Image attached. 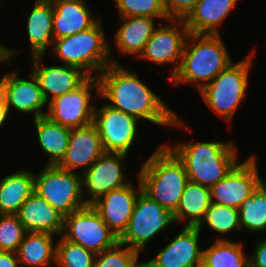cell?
<instances>
[{
  "mask_svg": "<svg viewBox=\"0 0 266 267\" xmlns=\"http://www.w3.org/2000/svg\"><path fill=\"white\" fill-rule=\"evenodd\" d=\"M97 78L99 97L112 102L107 103L112 108L160 126L184 127L182 120L160 97L119 63L109 64Z\"/></svg>",
  "mask_w": 266,
  "mask_h": 267,
  "instance_id": "6da1fadb",
  "label": "cell"
},
{
  "mask_svg": "<svg viewBox=\"0 0 266 267\" xmlns=\"http://www.w3.org/2000/svg\"><path fill=\"white\" fill-rule=\"evenodd\" d=\"M137 178L142 191L172 214L176 211L189 181L183 163L166 145H160L143 162Z\"/></svg>",
  "mask_w": 266,
  "mask_h": 267,
  "instance_id": "7a4b0ae2",
  "label": "cell"
},
{
  "mask_svg": "<svg viewBox=\"0 0 266 267\" xmlns=\"http://www.w3.org/2000/svg\"><path fill=\"white\" fill-rule=\"evenodd\" d=\"M187 39L189 42H185L180 67L170 80L176 85L194 82L200 91L232 60L220 34L189 33Z\"/></svg>",
  "mask_w": 266,
  "mask_h": 267,
  "instance_id": "3957f363",
  "label": "cell"
},
{
  "mask_svg": "<svg viewBox=\"0 0 266 267\" xmlns=\"http://www.w3.org/2000/svg\"><path fill=\"white\" fill-rule=\"evenodd\" d=\"M183 163L189 181L211 188L237 164L233 142H180L166 145Z\"/></svg>",
  "mask_w": 266,
  "mask_h": 267,
  "instance_id": "277c9868",
  "label": "cell"
},
{
  "mask_svg": "<svg viewBox=\"0 0 266 267\" xmlns=\"http://www.w3.org/2000/svg\"><path fill=\"white\" fill-rule=\"evenodd\" d=\"M108 43L99 19L84 31L54 40L52 51L64 65L80 68L89 77L94 71L98 77L109 64H118L110 59L112 50Z\"/></svg>",
  "mask_w": 266,
  "mask_h": 267,
  "instance_id": "5b68a950",
  "label": "cell"
},
{
  "mask_svg": "<svg viewBox=\"0 0 266 267\" xmlns=\"http://www.w3.org/2000/svg\"><path fill=\"white\" fill-rule=\"evenodd\" d=\"M252 51L237 63H231L220 72L210 83L203 86L200 93L204 104L225 121H232L233 115L246 95L248 74L253 65Z\"/></svg>",
  "mask_w": 266,
  "mask_h": 267,
  "instance_id": "8992f818",
  "label": "cell"
},
{
  "mask_svg": "<svg viewBox=\"0 0 266 267\" xmlns=\"http://www.w3.org/2000/svg\"><path fill=\"white\" fill-rule=\"evenodd\" d=\"M34 177V191L64 217L87 205L83 199L82 174L46 164Z\"/></svg>",
  "mask_w": 266,
  "mask_h": 267,
  "instance_id": "52a82bcc",
  "label": "cell"
},
{
  "mask_svg": "<svg viewBox=\"0 0 266 267\" xmlns=\"http://www.w3.org/2000/svg\"><path fill=\"white\" fill-rule=\"evenodd\" d=\"M172 223H175L173 214L141 191L118 242L141 252L149 240Z\"/></svg>",
  "mask_w": 266,
  "mask_h": 267,
  "instance_id": "ba28073f",
  "label": "cell"
},
{
  "mask_svg": "<svg viewBox=\"0 0 266 267\" xmlns=\"http://www.w3.org/2000/svg\"><path fill=\"white\" fill-rule=\"evenodd\" d=\"M62 236L95 254L113 247L118 242V238L91 204L64 217Z\"/></svg>",
  "mask_w": 266,
  "mask_h": 267,
  "instance_id": "9c48e42d",
  "label": "cell"
},
{
  "mask_svg": "<svg viewBox=\"0 0 266 267\" xmlns=\"http://www.w3.org/2000/svg\"><path fill=\"white\" fill-rule=\"evenodd\" d=\"M93 88L95 97H99V80L88 77L75 90L51 100L46 116L55 123L74 129L93 123L95 105L91 103Z\"/></svg>",
  "mask_w": 266,
  "mask_h": 267,
  "instance_id": "30bf717a",
  "label": "cell"
},
{
  "mask_svg": "<svg viewBox=\"0 0 266 267\" xmlns=\"http://www.w3.org/2000/svg\"><path fill=\"white\" fill-rule=\"evenodd\" d=\"M138 119L109 106L94 108L93 124L98 130L105 152L127 154L134 145Z\"/></svg>",
  "mask_w": 266,
  "mask_h": 267,
  "instance_id": "8fae6325",
  "label": "cell"
},
{
  "mask_svg": "<svg viewBox=\"0 0 266 267\" xmlns=\"http://www.w3.org/2000/svg\"><path fill=\"white\" fill-rule=\"evenodd\" d=\"M263 180L258 174L256 157L250 156L210 188L211 203L239 209Z\"/></svg>",
  "mask_w": 266,
  "mask_h": 267,
  "instance_id": "7c38bea8",
  "label": "cell"
},
{
  "mask_svg": "<svg viewBox=\"0 0 266 267\" xmlns=\"http://www.w3.org/2000/svg\"><path fill=\"white\" fill-rule=\"evenodd\" d=\"M170 24L157 27L147 41L139 58L155 64H172L174 66L170 79L176 74L182 60V54L189 31L183 19H170ZM182 27L179 29V25Z\"/></svg>",
  "mask_w": 266,
  "mask_h": 267,
  "instance_id": "4fadbf2b",
  "label": "cell"
},
{
  "mask_svg": "<svg viewBox=\"0 0 266 267\" xmlns=\"http://www.w3.org/2000/svg\"><path fill=\"white\" fill-rule=\"evenodd\" d=\"M127 154L105 152L82 174V186L86 187L89 199L86 204H92L102 195L124 187L130 182L125 181L123 161Z\"/></svg>",
  "mask_w": 266,
  "mask_h": 267,
  "instance_id": "5bb4252c",
  "label": "cell"
},
{
  "mask_svg": "<svg viewBox=\"0 0 266 267\" xmlns=\"http://www.w3.org/2000/svg\"><path fill=\"white\" fill-rule=\"evenodd\" d=\"M30 80L20 78L17 71L4 74L0 80V90L4 93L8 110L13 106L21 113L33 112V119L46 116L42 111L47 104L39 82L30 71Z\"/></svg>",
  "mask_w": 266,
  "mask_h": 267,
  "instance_id": "9a60e30c",
  "label": "cell"
},
{
  "mask_svg": "<svg viewBox=\"0 0 266 267\" xmlns=\"http://www.w3.org/2000/svg\"><path fill=\"white\" fill-rule=\"evenodd\" d=\"M138 181V190H135V187L130 182L124 187L102 195L91 204L117 238L126 230L135 207L136 199L142 191L139 178Z\"/></svg>",
  "mask_w": 266,
  "mask_h": 267,
  "instance_id": "2e32d148",
  "label": "cell"
},
{
  "mask_svg": "<svg viewBox=\"0 0 266 267\" xmlns=\"http://www.w3.org/2000/svg\"><path fill=\"white\" fill-rule=\"evenodd\" d=\"M200 232L198 227L184 226L173 240L147 262L153 267H199L203 257L198 240Z\"/></svg>",
  "mask_w": 266,
  "mask_h": 267,
  "instance_id": "e0dca14e",
  "label": "cell"
},
{
  "mask_svg": "<svg viewBox=\"0 0 266 267\" xmlns=\"http://www.w3.org/2000/svg\"><path fill=\"white\" fill-rule=\"evenodd\" d=\"M104 153L98 130L91 123L84 127L71 129L68 148L56 165L69 171L84 167L82 170L84 172Z\"/></svg>",
  "mask_w": 266,
  "mask_h": 267,
  "instance_id": "ac0fdd59",
  "label": "cell"
},
{
  "mask_svg": "<svg viewBox=\"0 0 266 267\" xmlns=\"http://www.w3.org/2000/svg\"><path fill=\"white\" fill-rule=\"evenodd\" d=\"M42 55L32 56V73L37 78L43 96L47 103L51 100L75 90L89 76L80 68L69 65H55L41 67Z\"/></svg>",
  "mask_w": 266,
  "mask_h": 267,
  "instance_id": "d6986e66",
  "label": "cell"
},
{
  "mask_svg": "<svg viewBox=\"0 0 266 267\" xmlns=\"http://www.w3.org/2000/svg\"><path fill=\"white\" fill-rule=\"evenodd\" d=\"M17 216L26 232L62 235L64 216L35 191L23 203Z\"/></svg>",
  "mask_w": 266,
  "mask_h": 267,
  "instance_id": "ffe728a7",
  "label": "cell"
},
{
  "mask_svg": "<svg viewBox=\"0 0 266 267\" xmlns=\"http://www.w3.org/2000/svg\"><path fill=\"white\" fill-rule=\"evenodd\" d=\"M54 40L72 36L92 27L100 18L93 17L85 0H51Z\"/></svg>",
  "mask_w": 266,
  "mask_h": 267,
  "instance_id": "44dd1931",
  "label": "cell"
},
{
  "mask_svg": "<svg viewBox=\"0 0 266 267\" xmlns=\"http://www.w3.org/2000/svg\"><path fill=\"white\" fill-rule=\"evenodd\" d=\"M238 0H200L183 19L189 33L219 34V24L225 20Z\"/></svg>",
  "mask_w": 266,
  "mask_h": 267,
  "instance_id": "7402d4cb",
  "label": "cell"
},
{
  "mask_svg": "<svg viewBox=\"0 0 266 267\" xmlns=\"http://www.w3.org/2000/svg\"><path fill=\"white\" fill-rule=\"evenodd\" d=\"M27 19V34L31 45V56L44 55L53 45V4L51 0H35Z\"/></svg>",
  "mask_w": 266,
  "mask_h": 267,
  "instance_id": "603a6c76",
  "label": "cell"
},
{
  "mask_svg": "<svg viewBox=\"0 0 266 267\" xmlns=\"http://www.w3.org/2000/svg\"><path fill=\"white\" fill-rule=\"evenodd\" d=\"M34 173L20 170L0 180V214L17 215L26 199L34 192Z\"/></svg>",
  "mask_w": 266,
  "mask_h": 267,
  "instance_id": "cb8c5ba5",
  "label": "cell"
},
{
  "mask_svg": "<svg viewBox=\"0 0 266 267\" xmlns=\"http://www.w3.org/2000/svg\"><path fill=\"white\" fill-rule=\"evenodd\" d=\"M154 19L148 17L121 18L122 24L114 37L119 51L126 55L133 54L139 57L157 28L154 25Z\"/></svg>",
  "mask_w": 266,
  "mask_h": 267,
  "instance_id": "d4e9b609",
  "label": "cell"
},
{
  "mask_svg": "<svg viewBox=\"0 0 266 267\" xmlns=\"http://www.w3.org/2000/svg\"><path fill=\"white\" fill-rule=\"evenodd\" d=\"M210 205V188L188 181L179 205L173 213L174 221H187L186 226L198 227L203 222Z\"/></svg>",
  "mask_w": 266,
  "mask_h": 267,
  "instance_id": "484cf974",
  "label": "cell"
},
{
  "mask_svg": "<svg viewBox=\"0 0 266 267\" xmlns=\"http://www.w3.org/2000/svg\"><path fill=\"white\" fill-rule=\"evenodd\" d=\"M55 235L50 233L26 232L23 242L16 251L21 265L49 267L56 263Z\"/></svg>",
  "mask_w": 266,
  "mask_h": 267,
  "instance_id": "4316f807",
  "label": "cell"
},
{
  "mask_svg": "<svg viewBox=\"0 0 266 267\" xmlns=\"http://www.w3.org/2000/svg\"><path fill=\"white\" fill-rule=\"evenodd\" d=\"M33 120L41 150L49 156L47 164H57L68 148L71 129L53 122L47 116Z\"/></svg>",
  "mask_w": 266,
  "mask_h": 267,
  "instance_id": "83f0119b",
  "label": "cell"
},
{
  "mask_svg": "<svg viewBox=\"0 0 266 267\" xmlns=\"http://www.w3.org/2000/svg\"><path fill=\"white\" fill-rule=\"evenodd\" d=\"M243 245L230 239L217 238L214 244L203 250L204 267H250Z\"/></svg>",
  "mask_w": 266,
  "mask_h": 267,
  "instance_id": "f1b7e54d",
  "label": "cell"
},
{
  "mask_svg": "<svg viewBox=\"0 0 266 267\" xmlns=\"http://www.w3.org/2000/svg\"><path fill=\"white\" fill-rule=\"evenodd\" d=\"M241 229L266 231V180L264 179L239 208Z\"/></svg>",
  "mask_w": 266,
  "mask_h": 267,
  "instance_id": "f546056e",
  "label": "cell"
},
{
  "mask_svg": "<svg viewBox=\"0 0 266 267\" xmlns=\"http://www.w3.org/2000/svg\"><path fill=\"white\" fill-rule=\"evenodd\" d=\"M56 243V265L59 267H93L96 254L62 235Z\"/></svg>",
  "mask_w": 266,
  "mask_h": 267,
  "instance_id": "4dcf8cb0",
  "label": "cell"
},
{
  "mask_svg": "<svg viewBox=\"0 0 266 267\" xmlns=\"http://www.w3.org/2000/svg\"><path fill=\"white\" fill-rule=\"evenodd\" d=\"M204 221L217 233L225 234L233 230H241L239 209L232 206L211 203L203 222L198 226L200 230H202Z\"/></svg>",
  "mask_w": 266,
  "mask_h": 267,
  "instance_id": "1f68e13d",
  "label": "cell"
},
{
  "mask_svg": "<svg viewBox=\"0 0 266 267\" xmlns=\"http://www.w3.org/2000/svg\"><path fill=\"white\" fill-rule=\"evenodd\" d=\"M120 18L148 17L169 21L163 0H115Z\"/></svg>",
  "mask_w": 266,
  "mask_h": 267,
  "instance_id": "d6a6232c",
  "label": "cell"
},
{
  "mask_svg": "<svg viewBox=\"0 0 266 267\" xmlns=\"http://www.w3.org/2000/svg\"><path fill=\"white\" fill-rule=\"evenodd\" d=\"M138 258V251L117 242L113 247L96 254L93 267H134Z\"/></svg>",
  "mask_w": 266,
  "mask_h": 267,
  "instance_id": "836d02e7",
  "label": "cell"
},
{
  "mask_svg": "<svg viewBox=\"0 0 266 267\" xmlns=\"http://www.w3.org/2000/svg\"><path fill=\"white\" fill-rule=\"evenodd\" d=\"M25 234L24 225L17 215L0 214V251L16 253Z\"/></svg>",
  "mask_w": 266,
  "mask_h": 267,
  "instance_id": "e575fe53",
  "label": "cell"
},
{
  "mask_svg": "<svg viewBox=\"0 0 266 267\" xmlns=\"http://www.w3.org/2000/svg\"><path fill=\"white\" fill-rule=\"evenodd\" d=\"M200 0H163L170 19H184Z\"/></svg>",
  "mask_w": 266,
  "mask_h": 267,
  "instance_id": "d590c367",
  "label": "cell"
},
{
  "mask_svg": "<svg viewBox=\"0 0 266 267\" xmlns=\"http://www.w3.org/2000/svg\"><path fill=\"white\" fill-rule=\"evenodd\" d=\"M250 267H266V239L257 242L252 256L249 257Z\"/></svg>",
  "mask_w": 266,
  "mask_h": 267,
  "instance_id": "8d00e7d4",
  "label": "cell"
},
{
  "mask_svg": "<svg viewBox=\"0 0 266 267\" xmlns=\"http://www.w3.org/2000/svg\"><path fill=\"white\" fill-rule=\"evenodd\" d=\"M20 262L15 252L0 251V267H19Z\"/></svg>",
  "mask_w": 266,
  "mask_h": 267,
  "instance_id": "74e56055",
  "label": "cell"
},
{
  "mask_svg": "<svg viewBox=\"0 0 266 267\" xmlns=\"http://www.w3.org/2000/svg\"><path fill=\"white\" fill-rule=\"evenodd\" d=\"M20 54V52L18 50H13V49H8L6 46H3L2 44H0V62L4 63L6 62V64H10L11 65V59L13 56Z\"/></svg>",
  "mask_w": 266,
  "mask_h": 267,
  "instance_id": "f35d334b",
  "label": "cell"
},
{
  "mask_svg": "<svg viewBox=\"0 0 266 267\" xmlns=\"http://www.w3.org/2000/svg\"><path fill=\"white\" fill-rule=\"evenodd\" d=\"M8 114H9V110L6 104V99H5L4 93L0 90V128L6 121Z\"/></svg>",
  "mask_w": 266,
  "mask_h": 267,
  "instance_id": "ab89813d",
  "label": "cell"
},
{
  "mask_svg": "<svg viewBox=\"0 0 266 267\" xmlns=\"http://www.w3.org/2000/svg\"><path fill=\"white\" fill-rule=\"evenodd\" d=\"M134 267H153V266L150 263L145 261L143 263L138 262Z\"/></svg>",
  "mask_w": 266,
  "mask_h": 267,
  "instance_id": "60d3db41",
  "label": "cell"
}]
</instances>
